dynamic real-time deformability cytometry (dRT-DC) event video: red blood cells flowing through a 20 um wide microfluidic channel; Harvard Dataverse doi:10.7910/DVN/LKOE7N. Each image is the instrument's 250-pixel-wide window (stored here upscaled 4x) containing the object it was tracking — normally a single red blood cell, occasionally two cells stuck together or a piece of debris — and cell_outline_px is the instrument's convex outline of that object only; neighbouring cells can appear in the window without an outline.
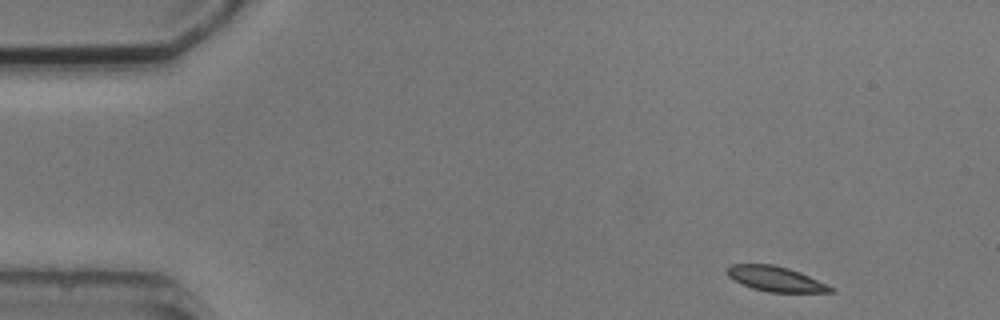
{"species": "common noctule bat (a hibernating species)", "species_latin": "Nyctalus noctula", "temperature_condition": "cold", "stored_images_in_passage": 5, "camera_frame_rate_fps": 3000, "um_per_image_px": 0.085, "animal": {"sex": "male", "body_mass_g": 20.5, "forearm_length_mm": 52.5}, "frame": {"image": 1, "passage_image": 1, "time_ms": 0.0, "image_size_px": [1000, 320], "cell_outline_px": [[836, 292], [768, 292], [752, 288], [740, 284], [728, 276], [728, 268], [732, 264], [772, 264], [788, 268], [800, 272], [828, 284], [836, 288]], "centroid_in_image_um": [65.97, 23.71], "position_along_channel_um": 19.0, "area_um2": 15.14}}
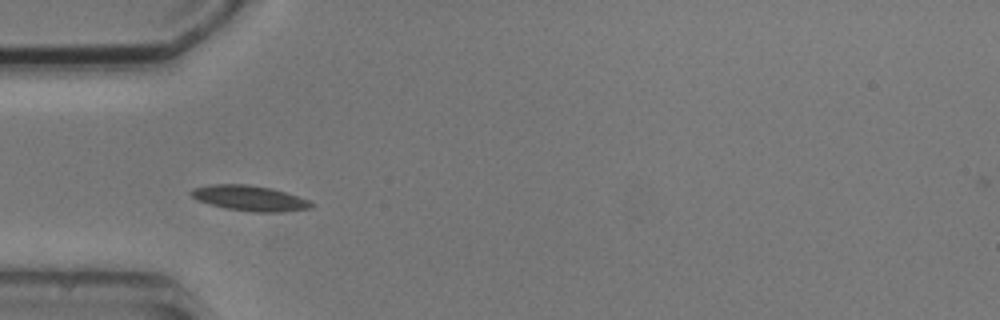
{"frame": {"image": 2, "passage_image": 4, "time_ms": 3.667, "image_size_px": [1000, 320], "cell_outline_px": [[316, 204], [312, 208], [280, 212], [256, 212], [224, 208], [200, 200], [192, 196], [188, 192], [192, 188], [212, 184], [244, 184], [272, 188], [308, 200]], "centroid_in_image_um": [21.23, 16.84], "position_along_channel_um": 63.8, "area_um2": 17.57}}